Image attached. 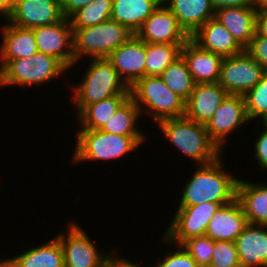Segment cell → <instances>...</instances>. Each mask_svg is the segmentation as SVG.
<instances>
[{
    "mask_svg": "<svg viewBox=\"0 0 267 267\" xmlns=\"http://www.w3.org/2000/svg\"><path fill=\"white\" fill-rule=\"evenodd\" d=\"M222 158L223 155L212 163L196 166L182 188L178 206H195L203 202L226 205L236 199L238 178L225 169Z\"/></svg>",
    "mask_w": 267,
    "mask_h": 267,
    "instance_id": "6da1fadb",
    "label": "cell"
},
{
    "mask_svg": "<svg viewBox=\"0 0 267 267\" xmlns=\"http://www.w3.org/2000/svg\"><path fill=\"white\" fill-rule=\"evenodd\" d=\"M157 125L166 139L197 165L212 163L225 152L211 140L204 124L189 120L185 116L162 120Z\"/></svg>",
    "mask_w": 267,
    "mask_h": 267,
    "instance_id": "7a4b0ae2",
    "label": "cell"
},
{
    "mask_svg": "<svg viewBox=\"0 0 267 267\" xmlns=\"http://www.w3.org/2000/svg\"><path fill=\"white\" fill-rule=\"evenodd\" d=\"M82 82L72 86V100L78 114L86 105L111 96H130V88L121 79L107 58L89 59Z\"/></svg>",
    "mask_w": 267,
    "mask_h": 267,
    "instance_id": "3957f363",
    "label": "cell"
},
{
    "mask_svg": "<svg viewBox=\"0 0 267 267\" xmlns=\"http://www.w3.org/2000/svg\"><path fill=\"white\" fill-rule=\"evenodd\" d=\"M130 97L155 123L185 116V101L172 92L160 76H145L130 88Z\"/></svg>",
    "mask_w": 267,
    "mask_h": 267,
    "instance_id": "277c9868",
    "label": "cell"
},
{
    "mask_svg": "<svg viewBox=\"0 0 267 267\" xmlns=\"http://www.w3.org/2000/svg\"><path fill=\"white\" fill-rule=\"evenodd\" d=\"M76 136V147L72 155L75 164L123 158L146 141V136L113 135L102 130H78Z\"/></svg>",
    "mask_w": 267,
    "mask_h": 267,
    "instance_id": "5b68a950",
    "label": "cell"
},
{
    "mask_svg": "<svg viewBox=\"0 0 267 267\" xmlns=\"http://www.w3.org/2000/svg\"><path fill=\"white\" fill-rule=\"evenodd\" d=\"M133 35L126 26L112 19L86 28H73L75 64L83 56L107 58Z\"/></svg>",
    "mask_w": 267,
    "mask_h": 267,
    "instance_id": "8992f818",
    "label": "cell"
},
{
    "mask_svg": "<svg viewBox=\"0 0 267 267\" xmlns=\"http://www.w3.org/2000/svg\"><path fill=\"white\" fill-rule=\"evenodd\" d=\"M0 61V87H38L68 71L58 59L40 52L28 58Z\"/></svg>",
    "mask_w": 267,
    "mask_h": 267,
    "instance_id": "52a82bcc",
    "label": "cell"
},
{
    "mask_svg": "<svg viewBox=\"0 0 267 267\" xmlns=\"http://www.w3.org/2000/svg\"><path fill=\"white\" fill-rule=\"evenodd\" d=\"M221 206L215 202L178 206L173 220L161 235L163 241L168 245H181L189 238L205 235L210 220Z\"/></svg>",
    "mask_w": 267,
    "mask_h": 267,
    "instance_id": "ba28073f",
    "label": "cell"
},
{
    "mask_svg": "<svg viewBox=\"0 0 267 267\" xmlns=\"http://www.w3.org/2000/svg\"><path fill=\"white\" fill-rule=\"evenodd\" d=\"M67 227V232L56 236L63 250L64 267H101L109 260L111 254L97 249L82 226L72 221Z\"/></svg>",
    "mask_w": 267,
    "mask_h": 267,
    "instance_id": "9c48e42d",
    "label": "cell"
},
{
    "mask_svg": "<svg viewBox=\"0 0 267 267\" xmlns=\"http://www.w3.org/2000/svg\"><path fill=\"white\" fill-rule=\"evenodd\" d=\"M265 70L245 50L224 57L221 63L219 84L232 95H245L261 80Z\"/></svg>",
    "mask_w": 267,
    "mask_h": 267,
    "instance_id": "30bf717a",
    "label": "cell"
},
{
    "mask_svg": "<svg viewBox=\"0 0 267 267\" xmlns=\"http://www.w3.org/2000/svg\"><path fill=\"white\" fill-rule=\"evenodd\" d=\"M38 52L58 59L67 69L75 65L73 28L68 18L33 29Z\"/></svg>",
    "mask_w": 267,
    "mask_h": 267,
    "instance_id": "8fae6325",
    "label": "cell"
},
{
    "mask_svg": "<svg viewBox=\"0 0 267 267\" xmlns=\"http://www.w3.org/2000/svg\"><path fill=\"white\" fill-rule=\"evenodd\" d=\"M248 122L244 96L228 94L205 126L211 140L222 151L228 136Z\"/></svg>",
    "mask_w": 267,
    "mask_h": 267,
    "instance_id": "7c38bea8",
    "label": "cell"
},
{
    "mask_svg": "<svg viewBox=\"0 0 267 267\" xmlns=\"http://www.w3.org/2000/svg\"><path fill=\"white\" fill-rule=\"evenodd\" d=\"M135 35L145 43L185 44L190 39L162 2Z\"/></svg>",
    "mask_w": 267,
    "mask_h": 267,
    "instance_id": "4fadbf2b",
    "label": "cell"
},
{
    "mask_svg": "<svg viewBox=\"0 0 267 267\" xmlns=\"http://www.w3.org/2000/svg\"><path fill=\"white\" fill-rule=\"evenodd\" d=\"M63 18L59 0H13L7 21L21 28L34 29L55 24Z\"/></svg>",
    "mask_w": 267,
    "mask_h": 267,
    "instance_id": "5bb4252c",
    "label": "cell"
},
{
    "mask_svg": "<svg viewBox=\"0 0 267 267\" xmlns=\"http://www.w3.org/2000/svg\"><path fill=\"white\" fill-rule=\"evenodd\" d=\"M107 59L125 84L131 88L138 80L145 77L146 43L134 34Z\"/></svg>",
    "mask_w": 267,
    "mask_h": 267,
    "instance_id": "9a60e30c",
    "label": "cell"
},
{
    "mask_svg": "<svg viewBox=\"0 0 267 267\" xmlns=\"http://www.w3.org/2000/svg\"><path fill=\"white\" fill-rule=\"evenodd\" d=\"M227 95L219 83L195 84L185 103V117L206 125Z\"/></svg>",
    "mask_w": 267,
    "mask_h": 267,
    "instance_id": "2e32d148",
    "label": "cell"
},
{
    "mask_svg": "<svg viewBox=\"0 0 267 267\" xmlns=\"http://www.w3.org/2000/svg\"><path fill=\"white\" fill-rule=\"evenodd\" d=\"M195 84L218 83L223 57L200 48L189 39L181 50Z\"/></svg>",
    "mask_w": 267,
    "mask_h": 267,
    "instance_id": "e0dca14e",
    "label": "cell"
},
{
    "mask_svg": "<svg viewBox=\"0 0 267 267\" xmlns=\"http://www.w3.org/2000/svg\"><path fill=\"white\" fill-rule=\"evenodd\" d=\"M190 39L200 48L224 57H230L245 49L232 34L215 18L203 24Z\"/></svg>",
    "mask_w": 267,
    "mask_h": 267,
    "instance_id": "ac0fdd59",
    "label": "cell"
},
{
    "mask_svg": "<svg viewBox=\"0 0 267 267\" xmlns=\"http://www.w3.org/2000/svg\"><path fill=\"white\" fill-rule=\"evenodd\" d=\"M248 225L246 216L237 199L222 205L210 220L206 233L213 241H233Z\"/></svg>",
    "mask_w": 267,
    "mask_h": 267,
    "instance_id": "d6986e66",
    "label": "cell"
},
{
    "mask_svg": "<svg viewBox=\"0 0 267 267\" xmlns=\"http://www.w3.org/2000/svg\"><path fill=\"white\" fill-rule=\"evenodd\" d=\"M235 244L241 267H267V225L248 224Z\"/></svg>",
    "mask_w": 267,
    "mask_h": 267,
    "instance_id": "ffe728a7",
    "label": "cell"
},
{
    "mask_svg": "<svg viewBox=\"0 0 267 267\" xmlns=\"http://www.w3.org/2000/svg\"><path fill=\"white\" fill-rule=\"evenodd\" d=\"M162 3L189 37L215 15L210 0H162Z\"/></svg>",
    "mask_w": 267,
    "mask_h": 267,
    "instance_id": "44dd1931",
    "label": "cell"
},
{
    "mask_svg": "<svg viewBox=\"0 0 267 267\" xmlns=\"http://www.w3.org/2000/svg\"><path fill=\"white\" fill-rule=\"evenodd\" d=\"M256 14L254 6L225 7L216 10L214 18L223 24L245 49L255 35Z\"/></svg>",
    "mask_w": 267,
    "mask_h": 267,
    "instance_id": "7402d4cb",
    "label": "cell"
},
{
    "mask_svg": "<svg viewBox=\"0 0 267 267\" xmlns=\"http://www.w3.org/2000/svg\"><path fill=\"white\" fill-rule=\"evenodd\" d=\"M236 199L248 224L267 225V183H251L238 179Z\"/></svg>",
    "mask_w": 267,
    "mask_h": 267,
    "instance_id": "603a6c76",
    "label": "cell"
},
{
    "mask_svg": "<svg viewBox=\"0 0 267 267\" xmlns=\"http://www.w3.org/2000/svg\"><path fill=\"white\" fill-rule=\"evenodd\" d=\"M0 29V60L28 58L38 52L33 29L21 28L8 21Z\"/></svg>",
    "mask_w": 267,
    "mask_h": 267,
    "instance_id": "cb8c5ba5",
    "label": "cell"
},
{
    "mask_svg": "<svg viewBox=\"0 0 267 267\" xmlns=\"http://www.w3.org/2000/svg\"><path fill=\"white\" fill-rule=\"evenodd\" d=\"M5 267H64L63 250L59 239L29 248L18 256L5 259Z\"/></svg>",
    "mask_w": 267,
    "mask_h": 267,
    "instance_id": "d4e9b609",
    "label": "cell"
},
{
    "mask_svg": "<svg viewBox=\"0 0 267 267\" xmlns=\"http://www.w3.org/2000/svg\"><path fill=\"white\" fill-rule=\"evenodd\" d=\"M161 2L162 0H113L111 19L136 34Z\"/></svg>",
    "mask_w": 267,
    "mask_h": 267,
    "instance_id": "484cf974",
    "label": "cell"
},
{
    "mask_svg": "<svg viewBox=\"0 0 267 267\" xmlns=\"http://www.w3.org/2000/svg\"><path fill=\"white\" fill-rule=\"evenodd\" d=\"M130 96H111L86 105L78 114V130H100ZM79 120V121H78Z\"/></svg>",
    "mask_w": 267,
    "mask_h": 267,
    "instance_id": "4316f807",
    "label": "cell"
},
{
    "mask_svg": "<svg viewBox=\"0 0 267 267\" xmlns=\"http://www.w3.org/2000/svg\"><path fill=\"white\" fill-rule=\"evenodd\" d=\"M141 112L134 100L129 97L100 130L113 135L121 136H146L143 130L138 129V121ZM137 125V126H136Z\"/></svg>",
    "mask_w": 267,
    "mask_h": 267,
    "instance_id": "83f0119b",
    "label": "cell"
},
{
    "mask_svg": "<svg viewBox=\"0 0 267 267\" xmlns=\"http://www.w3.org/2000/svg\"><path fill=\"white\" fill-rule=\"evenodd\" d=\"M184 44L146 43L145 76H160L179 57Z\"/></svg>",
    "mask_w": 267,
    "mask_h": 267,
    "instance_id": "f1b7e54d",
    "label": "cell"
},
{
    "mask_svg": "<svg viewBox=\"0 0 267 267\" xmlns=\"http://www.w3.org/2000/svg\"><path fill=\"white\" fill-rule=\"evenodd\" d=\"M165 85L185 102L194 89L195 82L190 74L186 61L179 57L170 64L160 75Z\"/></svg>",
    "mask_w": 267,
    "mask_h": 267,
    "instance_id": "f546056e",
    "label": "cell"
},
{
    "mask_svg": "<svg viewBox=\"0 0 267 267\" xmlns=\"http://www.w3.org/2000/svg\"><path fill=\"white\" fill-rule=\"evenodd\" d=\"M113 0H93L70 18L72 28H86L111 19Z\"/></svg>",
    "mask_w": 267,
    "mask_h": 267,
    "instance_id": "4dcf8cb0",
    "label": "cell"
},
{
    "mask_svg": "<svg viewBox=\"0 0 267 267\" xmlns=\"http://www.w3.org/2000/svg\"><path fill=\"white\" fill-rule=\"evenodd\" d=\"M246 114L249 121L253 119L267 120V71L264 72L258 84L245 95Z\"/></svg>",
    "mask_w": 267,
    "mask_h": 267,
    "instance_id": "1f68e13d",
    "label": "cell"
},
{
    "mask_svg": "<svg viewBox=\"0 0 267 267\" xmlns=\"http://www.w3.org/2000/svg\"><path fill=\"white\" fill-rule=\"evenodd\" d=\"M199 267H209L212 261L214 241L207 235L192 237L181 244Z\"/></svg>",
    "mask_w": 267,
    "mask_h": 267,
    "instance_id": "d6a6232c",
    "label": "cell"
},
{
    "mask_svg": "<svg viewBox=\"0 0 267 267\" xmlns=\"http://www.w3.org/2000/svg\"><path fill=\"white\" fill-rule=\"evenodd\" d=\"M209 267H241L236 244L233 241H214Z\"/></svg>",
    "mask_w": 267,
    "mask_h": 267,
    "instance_id": "836d02e7",
    "label": "cell"
},
{
    "mask_svg": "<svg viewBox=\"0 0 267 267\" xmlns=\"http://www.w3.org/2000/svg\"><path fill=\"white\" fill-rule=\"evenodd\" d=\"M177 246L178 249L174 252H166L167 255L163 259L159 258L160 261H157L154 267H199L182 245Z\"/></svg>",
    "mask_w": 267,
    "mask_h": 267,
    "instance_id": "e575fe53",
    "label": "cell"
},
{
    "mask_svg": "<svg viewBox=\"0 0 267 267\" xmlns=\"http://www.w3.org/2000/svg\"><path fill=\"white\" fill-rule=\"evenodd\" d=\"M245 51L267 71V38L257 35L251 39Z\"/></svg>",
    "mask_w": 267,
    "mask_h": 267,
    "instance_id": "d590c367",
    "label": "cell"
},
{
    "mask_svg": "<svg viewBox=\"0 0 267 267\" xmlns=\"http://www.w3.org/2000/svg\"><path fill=\"white\" fill-rule=\"evenodd\" d=\"M262 125V132L258 134L257 140H255L254 144V157L255 160L259 163V167L261 169H265L267 171V126L264 123Z\"/></svg>",
    "mask_w": 267,
    "mask_h": 267,
    "instance_id": "8d00e7d4",
    "label": "cell"
},
{
    "mask_svg": "<svg viewBox=\"0 0 267 267\" xmlns=\"http://www.w3.org/2000/svg\"><path fill=\"white\" fill-rule=\"evenodd\" d=\"M93 0H59L65 18H70L77 10L91 3Z\"/></svg>",
    "mask_w": 267,
    "mask_h": 267,
    "instance_id": "74e56055",
    "label": "cell"
},
{
    "mask_svg": "<svg viewBox=\"0 0 267 267\" xmlns=\"http://www.w3.org/2000/svg\"><path fill=\"white\" fill-rule=\"evenodd\" d=\"M210 1L215 11L225 7L254 6V0H210Z\"/></svg>",
    "mask_w": 267,
    "mask_h": 267,
    "instance_id": "f35d334b",
    "label": "cell"
},
{
    "mask_svg": "<svg viewBox=\"0 0 267 267\" xmlns=\"http://www.w3.org/2000/svg\"><path fill=\"white\" fill-rule=\"evenodd\" d=\"M255 33L267 38V11L257 10Z\"/></svg>",
    "mask_w": 267,
    "mask_h": 267,
    "instance_id": "ab89813d",
    "label": "cell"
},
{
    "mask_svg": "<svg viewBox=\"0 0 267 267\" xmlns=\"http://www.w3.org/2000/svg\"><path fill=\"white\" fill-rule=\"evenodd\" d=\"M13 7V0H0V16L5 22L9 19Z\"/></svg>",
    "mask_w": 267,
    "mask_h": 267,
    "instance_id": "60d3db41",
    "label": "cell"
},
{
    "mask_svg": "<svg viewBox=\"0 0 267 267\" xmlns=\"http://www.w3.org/2000/svg\"><path fill=\"white\" fill-rule=\"evenodd\" d=\"M116 267H141L140 264L133 263L127 258L116 257ZM143 267V266H142Z\"/></svg>",
    "mask_w": 267,
    "mask_h": 267,
    "instance_id": "b9f144b4",
    "label": "cell"
},
{
    "mask_svg": "<svg viewBox=\"0 0 267 267\" xmlns=\"http://www.w3.org/2000/svg\"><path fill=\"white\" fill-rule=\"evenodd\" d=\"M111 252V255L109 257V260H107L101 267H116V255L117 252L113 253Z\"/></svg>",
    "mask_w": 267,
    "mask_h": 267,
    "instance_id": "7bdbcfd3",
    "label": "cell"
},
{
    "mask_svg": "<svg viewBox=\"0 0 267 267\" xmlns=\"http://www.w3.org/2000/svg\"><path fill=\"white\" fill-rule=\"evenodd\" d=\"M256 10L267 11V0H254Z\"/></svg>",
    "mask_w": 267,
    "mask_h": 267,
    "instance_id": "ee69618b",
    "label": "cell"
},
{
    "mask_svg": "<svg viewBox=\"0 0 267 267\" xmlns=\"http://www.w3.org/2000/svg\"><path fill=\"white\" fill-rule=\"evenodd\" d=\"M0 267H5V259H0Z\"/></svg>",
    "mask_w": 267,
    "mask_h": 267,
    "instance_id": "f6af8a7d",
    "label": "cell"
}]
</instances>
